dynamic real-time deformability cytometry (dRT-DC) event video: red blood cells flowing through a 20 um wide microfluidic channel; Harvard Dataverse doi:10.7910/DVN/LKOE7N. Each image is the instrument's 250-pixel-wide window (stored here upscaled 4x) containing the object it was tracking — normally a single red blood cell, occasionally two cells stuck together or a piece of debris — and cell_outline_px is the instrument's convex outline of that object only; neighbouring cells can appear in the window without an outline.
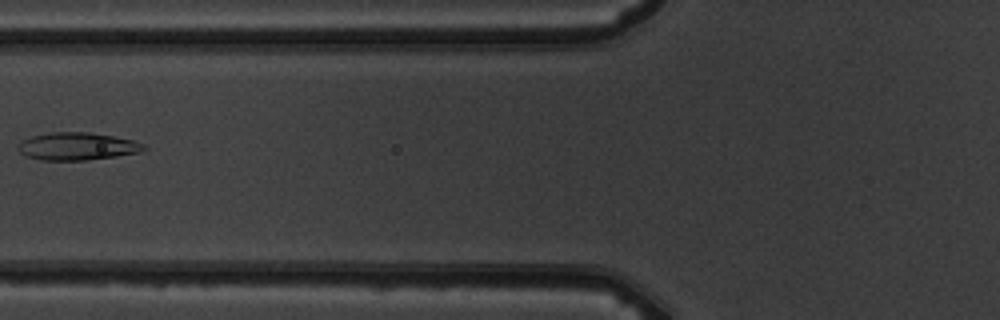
{"species": "common noctule bat (a hibernating species)", "species_latin": "Nyctalus noctula", "temperature_condition": "warm", "stored_images_in_passage": 4, "camera_frame_rate_fps": 3000, "um_per_image_px": 0.085, "animal": {"sex": "male", "body_mass_g": 19.5, "forearm_length_mm": 54.6}, "frame": {"image": 1, "passage_image": 3, "time_ms": 2.333, "image_size_px": [1000, 320], "cell_outline_px": [[148, 148], [140, 152], [116, 156], [88, 160], [40, 160], [24, 156], [16, 148], [20, 140], [32, 136], [52, 132], [88, 132], [112, 136], [132, 140], [144, 144]], "centroid_in_image_um": [6.52, 12.44], "position_along_channel_um": 119.3, "area_um2": 20.35}}